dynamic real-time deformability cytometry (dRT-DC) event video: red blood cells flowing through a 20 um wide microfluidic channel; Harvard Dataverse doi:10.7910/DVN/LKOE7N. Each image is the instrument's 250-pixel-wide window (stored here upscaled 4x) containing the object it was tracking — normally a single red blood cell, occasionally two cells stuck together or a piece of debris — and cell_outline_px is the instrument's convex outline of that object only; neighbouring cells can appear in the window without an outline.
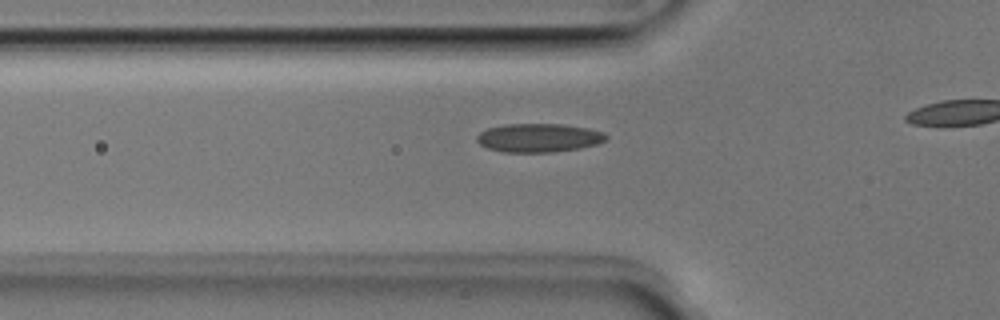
{"species": "Egyptian fruit bat (a non-hibernating species)", "species_latin": "Rousettus aegyptiacus", "temperature_condition": "room temperature", "stored_images_in_passage": 34, "camera_frame_rate_fps": 3000, "um_per_image_px": 0.085, "animal": {"sex": "male"}, "frame": {"image": 1, "passage_image": 10, "time_ms": 3.0, "image_size_px": [1000, 320], "cell_outline_px": [[608, 136], [604, 140], [596, 144], [580, 148], [552, 152], [504, 152], [488, 148], [480, 144], [476, 140], [476, 136], [480, 132], [488, 128], [504, 124], [560, 124], [588, 128], [604, 132]], "centroid_in_image_um": [45.77, 11.71], "position_along_channel_um": 80.0, "area_um2": 21.5}}
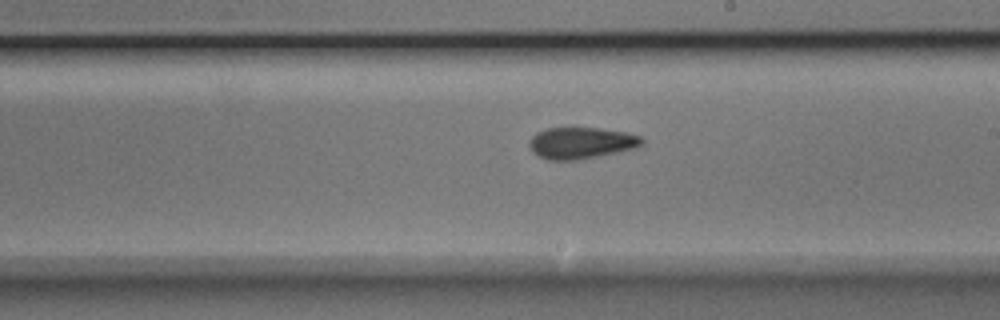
{"frame": {"image": 2, "passage_image": 22, "time_ms": 7.0, "image_size_px": [1000, 320], "cell_outline_px": [[644, 144], [636, 148], [576, 160], [548, 160], [532, 152], [528, 144], [532, 136], [536, 132], [548, 128], [600, 128], [624, 132], [640, 136], [644, 140]], "centroid_in_image_um": [49.39, 12.15], "position_along_channel_um": 239.6, "area_um2": 20.58}}
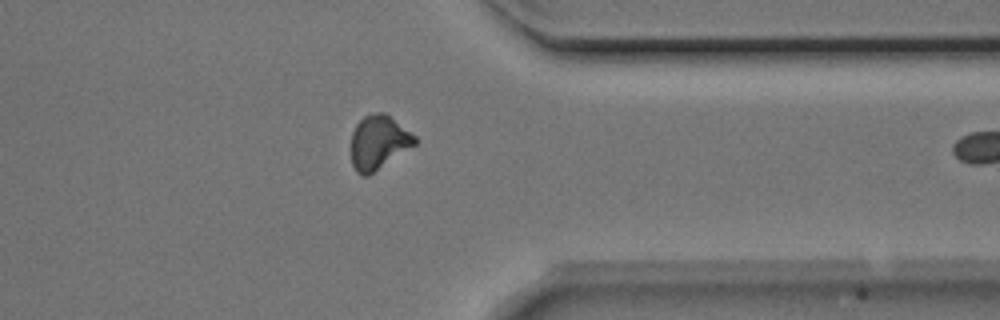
{"frame": {"image": 3, "passage_image": 33, "time_ms": 10.667, "image_size_px": [1000, 320], "cell_outline_px": [[416, 144], [368, 176], [360, 176], [356, 172], [352, 164], [352, 132], [356, 124], [364, 116], [372, 112], [384, 112], [416, 136]], "centroid_in_image_um": [32.16, 12.1], "position_along_channel_um": 379.2, "area_um2": 19.94}}